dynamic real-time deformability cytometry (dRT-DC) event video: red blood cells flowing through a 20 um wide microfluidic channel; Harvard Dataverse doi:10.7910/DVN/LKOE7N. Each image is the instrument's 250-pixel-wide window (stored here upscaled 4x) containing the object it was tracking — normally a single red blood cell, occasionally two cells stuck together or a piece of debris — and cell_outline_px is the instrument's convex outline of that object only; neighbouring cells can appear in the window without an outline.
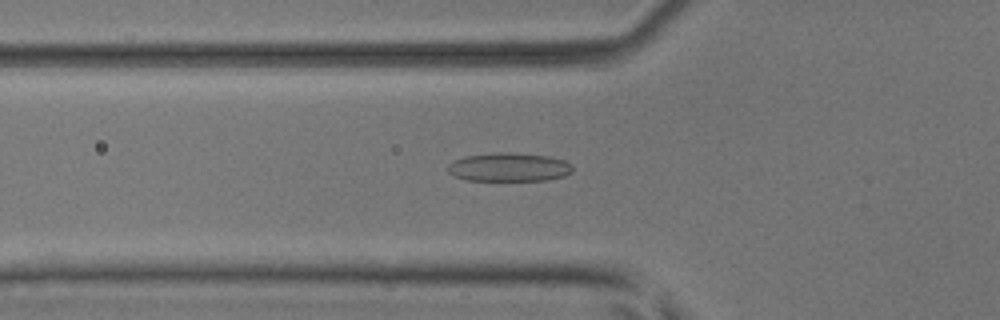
{"species": "common noctule bat (a hibernating species)", "species_latin": "Nyctalus noctula", "temperature_condition": "room temperature", "stored_images_in_passage": 43, "camera_frame_rate_fps": 3000, "um_per_image_px": 0.085, "animal": {"sex": "male", "body_mass_g": 17.9, "forearm_length_mm": 54.2}, "frame": {"image": 1, "passage_image": 19, "time_ms": 6.0, "image_size_px": [1000, 320], "cell_outline_px": [[572, 172], [564, 176], [544, 180], [468, 180], [456, 176], [448, 172], [448, 164], [464, 156], [492, 152], [508, 152], [548, 156], [564, 160], [572, 164]], "centroid_in_image_um": [43.27, 14.19], "position_along_channel_um": 82.5, "area_um2": 20.75}}
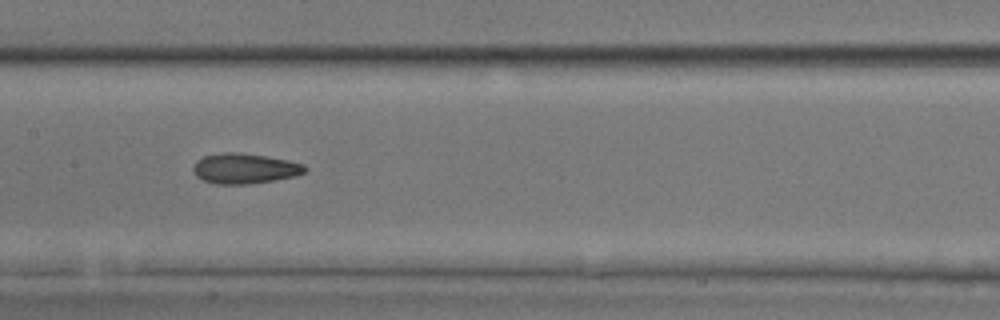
{"frame": {"image": 2, "passage_image": 27, "time_ms": 8.667, "image_size_px": [1000, 320], "cell_outline_px": [[308, 168], [304, 172], [296, 176], [248, 184], [216, 184], [204, 180], [196, 176], [192, 168], [196, 160], [204, 156], [224, 152], [240, 152], [288, 160], [304, 164]], "centroid_in_image_um": [20.78, 14.31], "position_along_channel_um": 186.6, "area_um2": 19.65}}
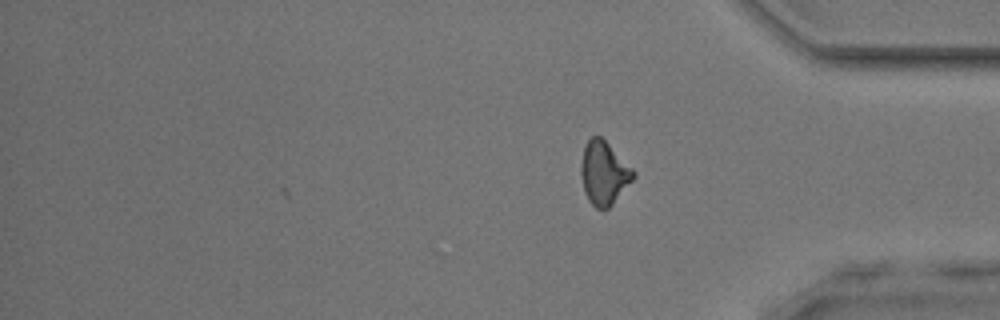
{"frame": {"image": 3, "passage_image": 43, "time_ms": 14.0, "image_size_px": [1000, 320], "cell_outline_px": [[636, 176], [612, 204], [608, 208], [596, 208], [588, 200], [584, 192], [580, 172], [580, 168], [584, 144], [592, 136], [600, 136], [636, 172]], "centroid_in_image_um": [51.31, 14.7], "position_along_channel_um": 383.9, "area_um2": 19.13}, "authors_computed_cell_mechanics": {"area_um2": 19.7098, "velocity_mm_per_s": 3.8886, "shape_relaxation_time_tau1_ms": 4.0565, "shape_relaxation_time_tau2_ms": 3.3721, "deformation_change_tau1": 0.139, "deformation_change_tau2": 0.1128}}